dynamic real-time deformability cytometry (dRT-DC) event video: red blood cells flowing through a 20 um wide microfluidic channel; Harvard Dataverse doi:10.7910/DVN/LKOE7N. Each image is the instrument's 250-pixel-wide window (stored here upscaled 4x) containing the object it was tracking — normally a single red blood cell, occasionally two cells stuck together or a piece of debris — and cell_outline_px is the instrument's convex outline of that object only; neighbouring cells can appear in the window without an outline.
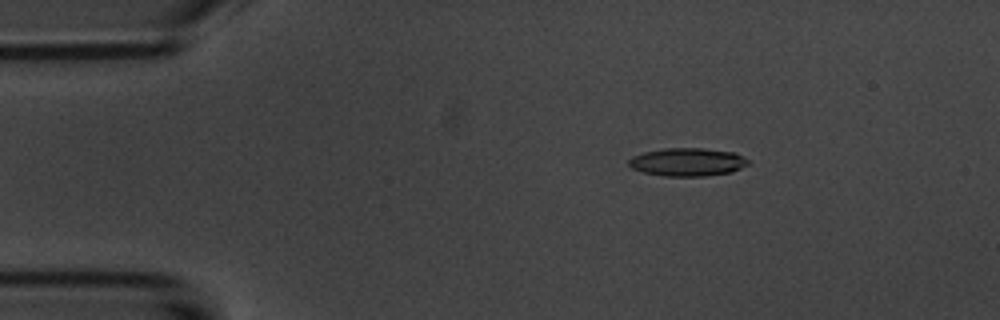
{"species": "common noctule bat (a hibernating species)", "species_latin": "Nyctalus noctula", "temperature_condition": "room temperature", "stored_images_in_passage": 54, "camera_frame_rate_fps": 3000, "um_per_image_px": 0.085, "animal": {"sex": "male", "body_mass_g": 20.1, "forearm_length_mm": 53.5}, "frame": {"image": 1, "passage_image": 9, "time_ms": 2.667, "image_size_px": [1000, 320], "cell_outline_px": [[752, 164], [732, 172], [704, 176], [664, 176], [644, 172], [632, 168], [628, 164], [628, 160], [632, 156], [644, 152], [664, 148], [700, 148], [736, 152], [748, 160]], "centroid_in_image_um": [58.47, 13.77], "position_along_channel_um": 26.5, "area_um2": 19.71}}
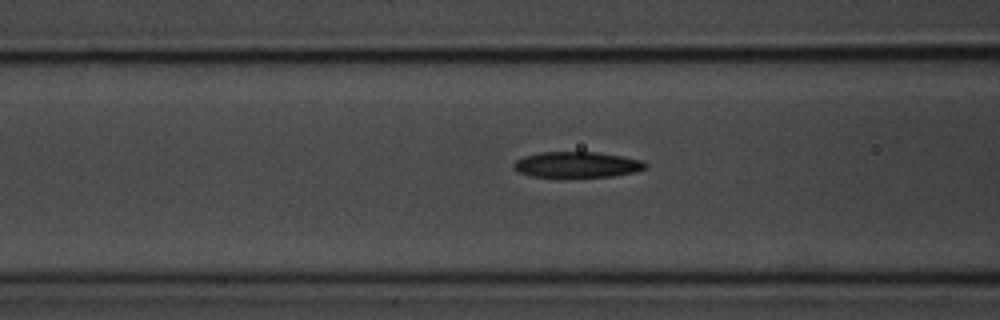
{"frame": {"image": 2, "passage_image": 21, "time_ms": 6.667, "image_size_px": [1000, 320], "cell_outline_px": [[648, 168], [636, 172], [612, 176], [532, 176], [516, 172], [512, 168], [512, 164], [516, 160], [524, 156], [540, 152], [596, 152], [644, 160], [648, 164]], "centroid_in_image_um": [49.05, 13.98], "position_along_channel_um": 117.5, "area_um2": 19.77}}
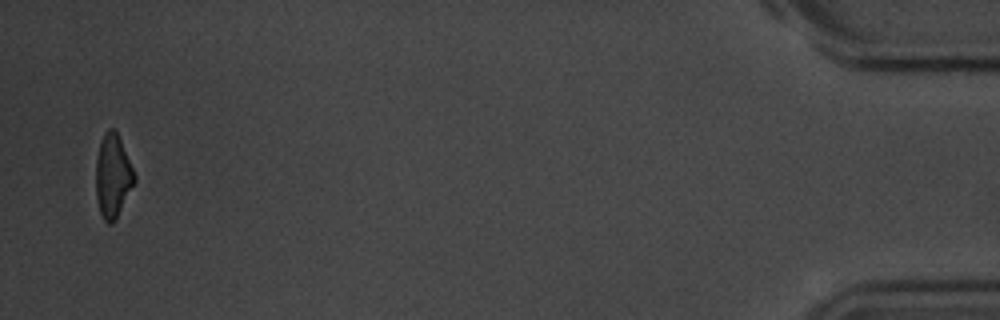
{"frame": {"image": 3, "passage_image": 53, "time_ms": 17.333, "image_size_px": [1000, 320], "cell_outline_px": [[136, 180], [116, 220], [112, 224], [108, 224], [104, 220], [100, 212], [96, 200], [96, 160], [100, 144], [104, 132], [108, 128], [116, 128], [136, 176]], "centroid_in_image_um": [9.59, 14.96], "position_along_channel_um": 425.6, "area_um2": 18.9}, "authors_computed_cell_mechanics": {"area_um2": 19.7387, "velocity_mm_per_s": 3.7104, "shape_relaxation_time_tau1_ms": 3.4565, "shape_relaxation_time_tau2_ms": 3.2343, "deformation_change_tau1": 0.1422, "deformation_change_tau2": 0.1235}}